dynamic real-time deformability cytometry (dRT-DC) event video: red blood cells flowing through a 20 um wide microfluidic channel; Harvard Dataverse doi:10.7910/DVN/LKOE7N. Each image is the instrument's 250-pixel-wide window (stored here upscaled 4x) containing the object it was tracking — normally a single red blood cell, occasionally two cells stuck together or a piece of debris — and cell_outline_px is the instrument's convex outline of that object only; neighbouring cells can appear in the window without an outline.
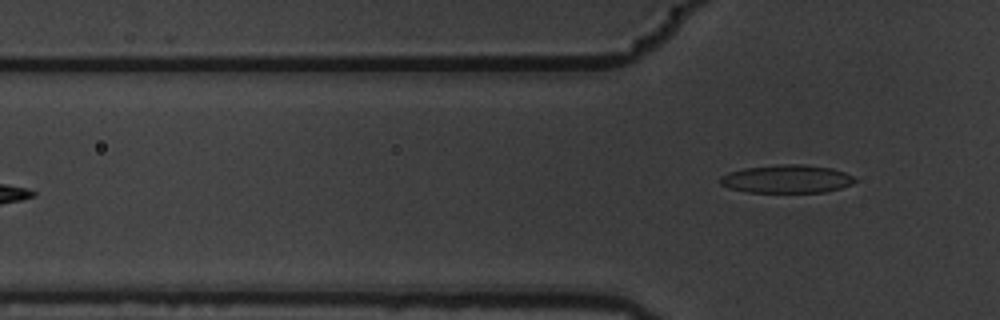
{"species": "common noctule bat (a hibernating species)", "species_latin": "Nyctalus noctula", "temperature_condition": "warm", "stored_images_in_passage": 6, "camera_frame_rate_fps": 3000, "um_per_image_px": 0.085, "animal": {"sex": "male", "body_mass_g": 19.5, "forearm_length_mm": 54.6}, "frame": {"image": 1, "passage_image": 6, "time_ms": 1.667, "image_size_px": [1000, 320], "cell_outline_px": [[856, 180], [852, 184], [840, 188], [824, 192], [748, 192], [728, 188], [720, 184], [720, 176], [728, 172], [744, 168], [780, 164], [804, 164], [832, 168], [844, 172], [852, 176]], "centroid_in_image_um": [66.85, 15.2], "position_along_channel_um": 59.0, "area_um2": 22.14}}